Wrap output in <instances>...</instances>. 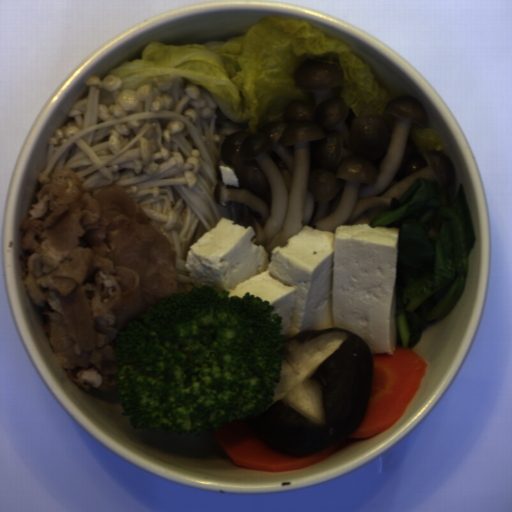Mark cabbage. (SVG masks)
<instances>
[{"label":"cabbage","mask_w":512,"mask_h":512,"mask_svg":"<svg viewBox=\"0 0 512 512\" xmlns=\"http://www.w3.org/2000/svg\"><path fill=\"white\" fill-rule=\"evenodd\" d=\"M410 137L420 158L425 159V151L443 153L447 157L445 144L434 128H427L426 125L424 127L413 125Z\"/></svg>","instance_id":"cabbage-2"},{"label":"cabbage","mask_w":512,"mask_h":512,"mask_svg":"<svg viewBox=\"0 0 512 512\" xmlns=\"http://www.w3.org/2000/svg\"><path fill=\"white\" fill-rule=\"evenodd\" d=\"M98 103L99 105H105L108 108L110 105H115L116 102L112 93L104 88H100Z\"/></svg>","instance_id":"cabbage-3"},{"label":"cabbage","mask_w":512,"mask_h":512,"mask_svg":"<svg viewBox=\"0 0 512 512\" xmlns=\"http://www.w3.org/2000/svg\"><path fill=\"white\" fill-rule=\"evenodd\" d=\"M441 203L442 205L449 207L451 205L449 185L441 189Z\"/></svg>","instance_id":"cabbage-4"},{"label":"cabbage","mask_w":512,"mask_h":512,"mask_svg":"<svg viewBox=\"0 0 512 512\" xmlns=\"http://www.w3.org/2000/svg\"><path fill=\"white\" fill-rule=\"evenodd\" d=\"M315 58L338 61L344 78L334 94L356 116L374 109L393 130L395 119L385 110L395 99L369 66L342 41L291 16L266 17L227 40L187 46L153 41L140 59L123 61L106 75L121 80V92L152 79L179 76L205 89L225 117L248 124L254 134L267 123L284 121L291 102L314 105L313 91L301 89L295 75L302 62Z\"/></svg>","instance_id":"cabbage-1"}]
</instances>
